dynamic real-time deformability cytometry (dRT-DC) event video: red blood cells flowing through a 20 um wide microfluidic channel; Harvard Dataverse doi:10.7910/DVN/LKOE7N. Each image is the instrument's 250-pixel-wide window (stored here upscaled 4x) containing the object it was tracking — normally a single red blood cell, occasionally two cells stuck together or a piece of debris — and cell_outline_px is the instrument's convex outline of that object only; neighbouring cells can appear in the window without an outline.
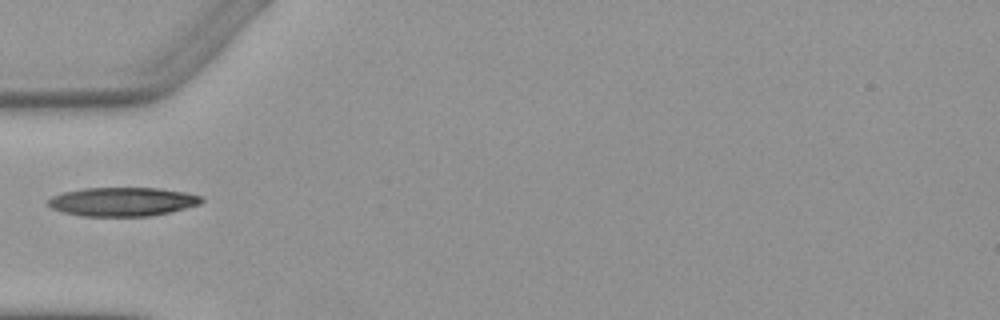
{"species": "Egyptian fruit bat (a non-hibernating species)", "species_latin": "Rousettus aegyptiacus", "temperature_condition": "warm", "stored_images_in_passage": 2, "camera_frame_rate_fps": 3000, "um_per_image_px": 0.085, "animal": {"sex": "female"}, "frame": {"image": 1, "passage_image": 1, "time_ms": 0.0, "image_size_px": [1000, 320], "cell_outline_px": [[204, 200], [200, 204], [152, 216], [80, 216], [64, 212], [52, 208], [48, 204], [48, 200], [52, 196], [64, 192], [84, 188], [160, 188], [184, 192], [204, 196]], "centroid_in_image_um": [10.43, 17.14], "position_along_channel_um": 74.6, "area_um2": 25.72}}